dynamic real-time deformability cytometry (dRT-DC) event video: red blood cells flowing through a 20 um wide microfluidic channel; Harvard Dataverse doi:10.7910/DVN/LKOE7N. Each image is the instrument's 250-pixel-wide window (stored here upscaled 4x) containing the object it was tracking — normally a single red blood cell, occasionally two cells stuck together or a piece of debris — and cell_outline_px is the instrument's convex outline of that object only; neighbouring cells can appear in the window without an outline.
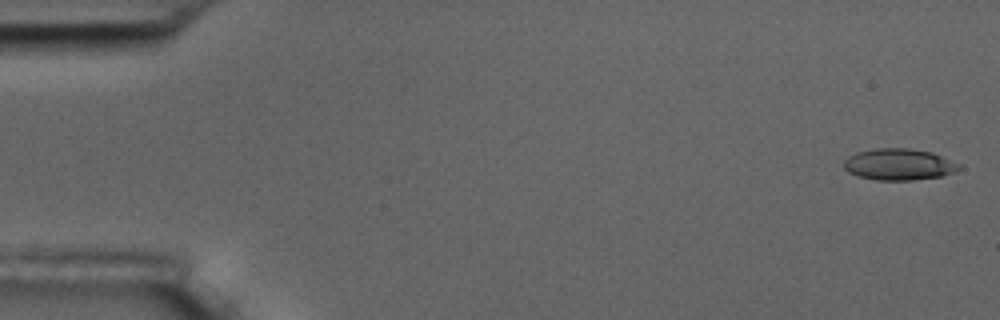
{"species": "common noctule bat (a hibernating species)", "species_latin": "Nyctalus noctula", "temperature_condition": "room temperature", "stored_images_in_passage": 9, "camera_frame_rate_fps": 3000, "um_per_image_px": 0.085, "animal": {"sex": "male", "body_mass_g": 17.5, "forearm_length_mm": 52.3}, "frame": {"image": 1, "passage_image": 1, "time_ms": 0.0, "image_size_px": [1000, 320], "cell_outline_px": [[960, 168], [952, 172], [940, 176], [912, 180], [876, 180], [856, 176], [848, 172], [844, 168], [844, 160], [848, 156], [856, 152], [876, 148], [908, 148], [932, 152], [960, 164]], "centroid_in_image_um": [76.35, 13.97], "position_along_channel_um": 8.6, "area_um2": 21.1}}
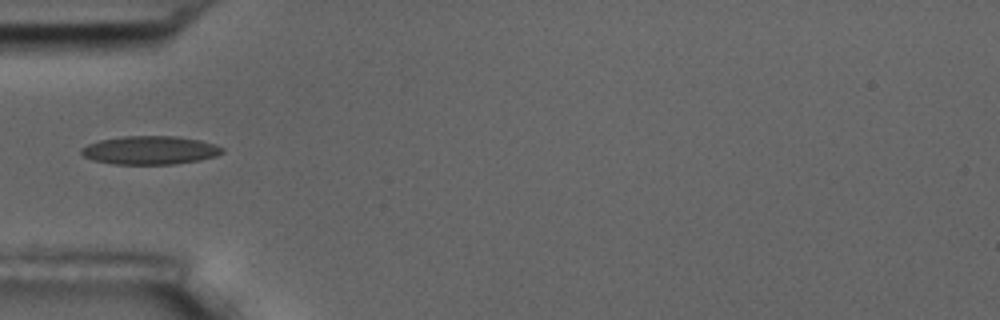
{"frame": {"image": 2, "passage_image": 6, "time_ms": 5.667, "image_size_px": [1000, 320], "cell_outline_px": [[224, 152], [216, 156], [200, 160], [176, 164], [112, 164], [92, 160], [84, 156], [80, 152], [80, 148], [88, 144], [100, 140], [124, 136], [176, 136], [200, 140], [224, 148]], "centroid_in_image_um": [12.74, 12.77], "position_along_channel_um": 72.3, "area_um2": 23.41}}
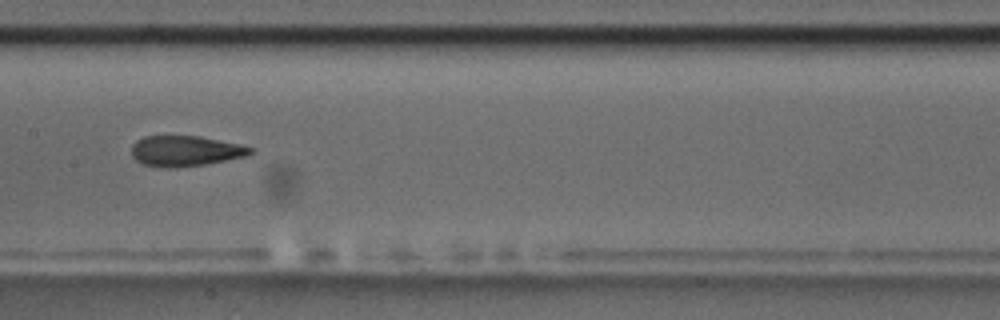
{"frame": {"image": 3, "passage_image": 9, "time_ms": 9.0, "image_size_px": [1000, 320], "cell_outline_px": [[256, 148], [248, 156], [204, 164], [176, 168], [168, 168], [144, 164], [136, 160], [132, 156], [132, 144], [136, 140], [144, 136], [200, 136], [240, 144]], "centroid_in_image_um": [15.78, 12.83], "position_along_channel_um": 191.6, "area_um2": 21.21}}